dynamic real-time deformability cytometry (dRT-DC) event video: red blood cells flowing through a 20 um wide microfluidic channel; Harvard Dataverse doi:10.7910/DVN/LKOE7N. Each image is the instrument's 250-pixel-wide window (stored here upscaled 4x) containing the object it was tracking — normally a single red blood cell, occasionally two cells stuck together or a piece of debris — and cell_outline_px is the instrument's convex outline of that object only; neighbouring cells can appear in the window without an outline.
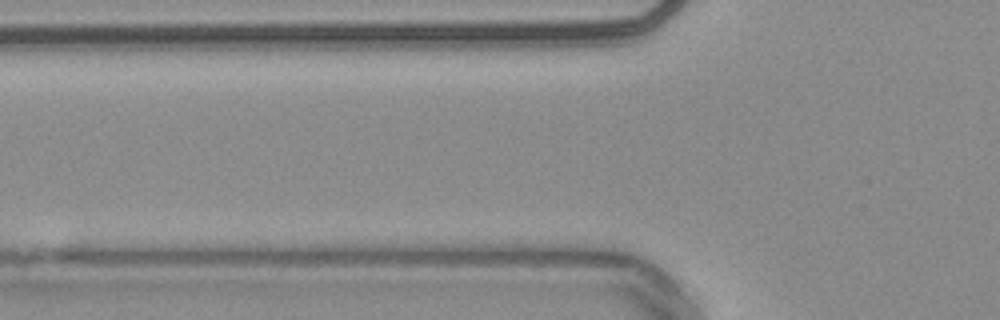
{"species": "common noctule bat (a hibernating species)", "species_latin": "Nyctalus noctula", "temperature_condition": "warm", "stored_images_in_passage": 5, "camera_frame_rate_fps": 3000, "um_per_image_px": 0.085, "animal": {"sex": "male", "body_mass_g": 20.4}, "frame": {"image": 1, "passage_image": 2, "time_ms": 0.333, "image_size_px": [1000, 320], "cell_outline_px": [[348, 260], [324, 264], [232, 264], [176, 260], [176, 256], [184, 252], [284, 244], [336, 256]], "centroid_in_image_um": [22.16, 21.75], "position_along_channel_um": 103.6, "area_um2": 16.76}}